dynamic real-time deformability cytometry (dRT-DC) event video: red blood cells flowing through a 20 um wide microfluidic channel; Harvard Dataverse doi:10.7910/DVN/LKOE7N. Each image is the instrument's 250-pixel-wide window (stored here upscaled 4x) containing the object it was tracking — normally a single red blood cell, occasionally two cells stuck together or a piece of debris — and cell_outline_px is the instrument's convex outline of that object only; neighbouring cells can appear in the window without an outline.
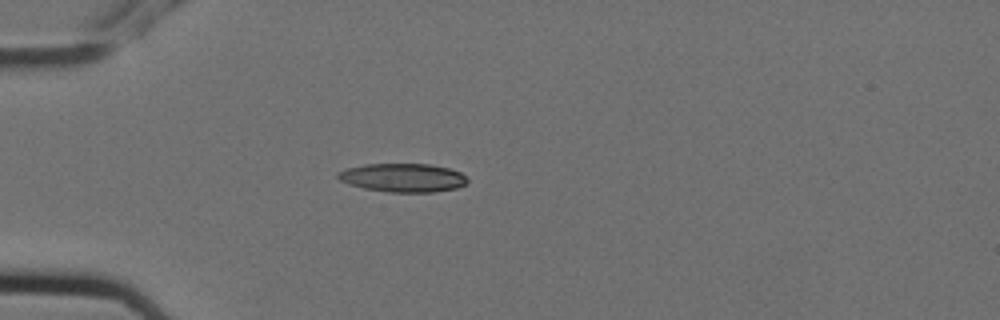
{"species": "Egyptian fruit bat (a non-hibernating species)", "species_latin": "Rousettus aegyptiacus", "temperature_condition": "cold", "stored_images_in_passage": 8, "camera_frame_rate_fps": 3000, "um_per_image_px": 0.085, "animal": {"sex": "female"}, "frame": {"image": 1, "passage_image": 5, "time_ms": 1.333, "image_size_px": [1000, 320], "cell_outline_px": [[468, 180], [464, 184], [456, 188], [432, 192], [388, 192], [364, 188], [348, 184], [340, 180], [336, 176], [336, 172], [344, 168], [364, 164], [428, 164], [448, 168], [460, 172]], "centroid_in_image_um": [34.18, 15.1], "position_along_channel_um": 50.8, "area_um2": 21.56}}
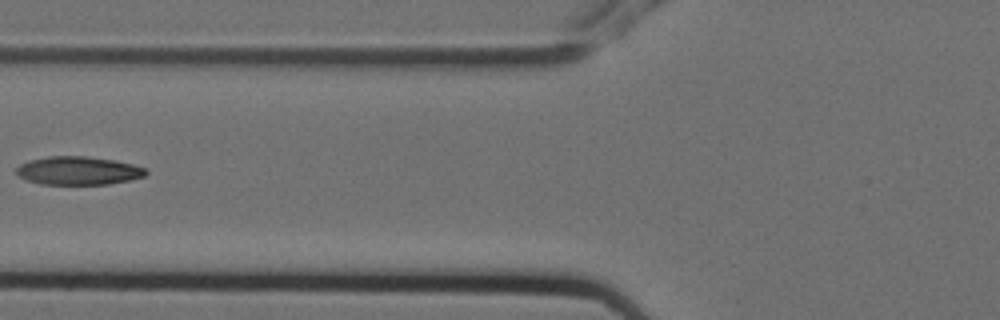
{"frame": {"image": 2, "passage_image": 7, "time_ms": 2.0, "image_size_px": [1000, 320], "cell_outline_px": [[148, 172], [144, 176], [132, 180], [108, 184], [40, 184], [24, 180], [16, 172], [16, 168], [20, 164], [28, 160], [48, 156], [88, 156], [116, 160], [132, 164], [144, 168]], "centroid_in_image_um": [6.64, 14.5], "position_along_channel_um": 119.2, "area_um2": 21.56}}
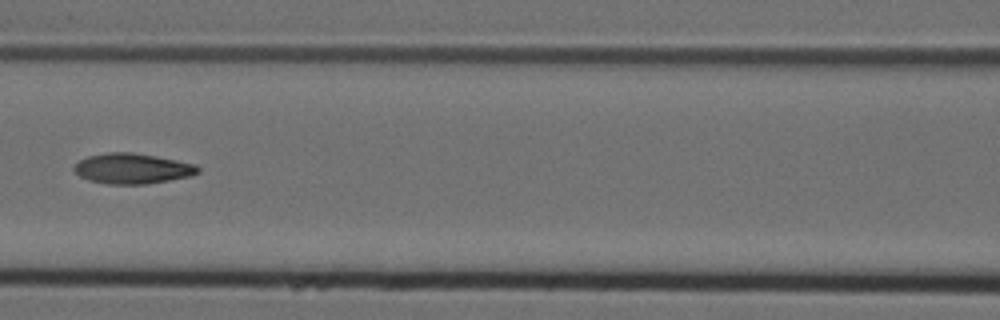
{"frame": {"image": 3, "passage_image": 8, "time_ms": 2.333, "image_size_px": [1000, 320], "cell_outline_px": [[200, 172], [192, 176], [148, 184], [108, 184], [88, 180], [80, 176], [72, 168], [80, 160], [88, 156], [108, 152], [132, 152], [156, 156], [196, 164], [200, 168]], "centroid_in_image_um": [11.28, 14.33], "position_along_channel_um": 155.3, "area_um2": 22.02}}